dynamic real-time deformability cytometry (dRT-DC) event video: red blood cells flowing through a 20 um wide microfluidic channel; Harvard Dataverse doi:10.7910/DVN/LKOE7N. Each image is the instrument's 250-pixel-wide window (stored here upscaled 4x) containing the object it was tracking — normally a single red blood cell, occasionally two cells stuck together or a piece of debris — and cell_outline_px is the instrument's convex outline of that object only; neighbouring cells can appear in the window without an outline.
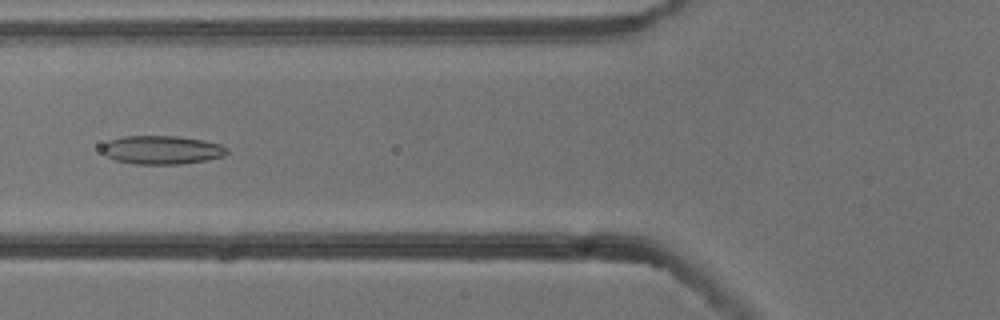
{"species": "common noctule bat (a hibernating species)", "species_latin": "Nyctalus noctula", "temperature_condition": "cold", "stored_images_in_passage": 10, "camera_frame_rate_fps": 3000, "um_per_image_px": 0.085, "animal": {"sex": "male", "body_mass_g": 13.3}, "frame": {"image": 1, "passage_image": 7, "time_ms": 2.0, "image_size_px": [1000, 320], "cell_outline_px": [[228, 152], [224, 156], [208, 160], [180, 164], [132, 164], [116, 160], [104, 156], [100, 148], [108, 140], [124, 136], [176, 136], [204, 140], [220, 144], [228, 148]], "centroid_in_image_um": [13.74, 12.74], "position_along_channel_um": 112.1, "area_um2": 21.04}}
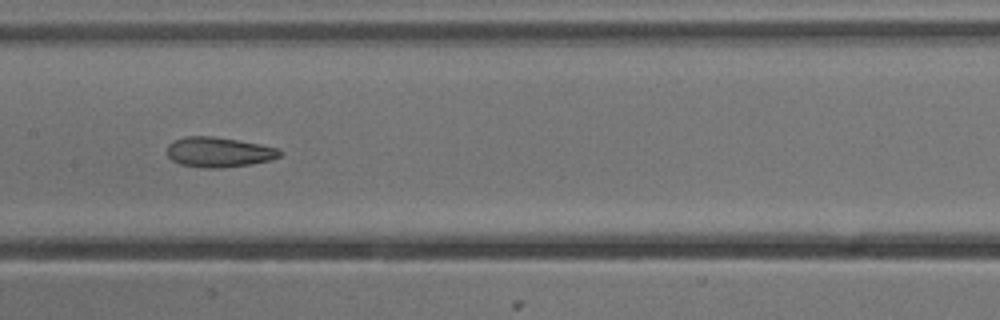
{"frame": {"image": 2, "passage_image": 9, "time_ms": 2.667, "image_size_px": [1000, 320], "cell_outline_px": [[284, 152], [280, 156], [268, 160], [252, 164], [220, 168], [204, 168], [180, 164], [172, 160], [168, 156], [168, 144], [184, 136], [212, 136], [260, 144], [280, 148]], "centroid_in_image_um": [18.62, 12.93], "position_along_channel_um": 188.8, "area_um2": 19.71}}
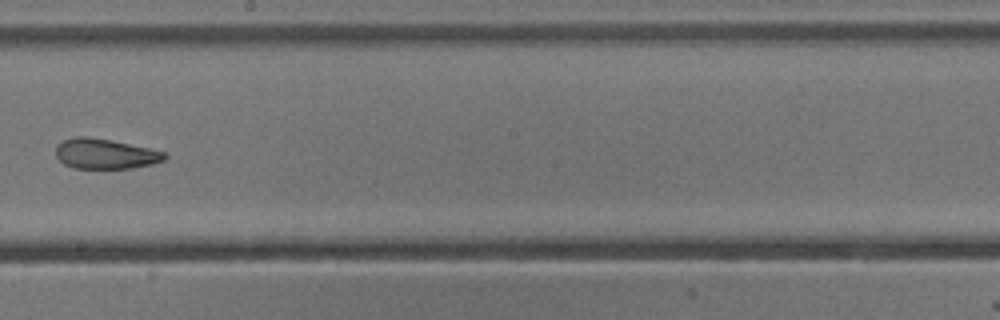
{"frame": {"image": 3, "passage_image": 10, "time_ms": 3.0, "image_size_px": [1000, 320], "cell_outline_px": [[168, 156], [164, 160], [152, 164], [132, 168], [76, 168], [64, 164], [56, 156], [56, 144], [64, 140], [76, 136], [88, 136], [112, 140], [148, 148], [164, 152]], "centroid_in_image_um": [8.93, 13.06], "position_along_channel_um": 239.3, "area_um2": 19.07}}